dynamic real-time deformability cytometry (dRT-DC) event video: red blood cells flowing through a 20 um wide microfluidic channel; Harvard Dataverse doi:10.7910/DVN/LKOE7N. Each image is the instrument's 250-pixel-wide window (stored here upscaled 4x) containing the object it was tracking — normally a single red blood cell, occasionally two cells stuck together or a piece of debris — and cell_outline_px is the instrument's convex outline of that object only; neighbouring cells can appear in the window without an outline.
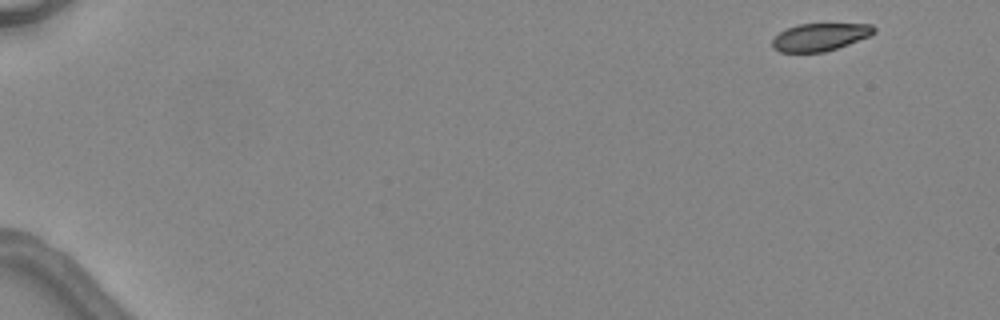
{"species": "common noctule bat (a hibernating species)", "species_latin": "Nyctalus noctula", "temperature_condition": "warm", "stored_images_in_passage": 7, "camera_frame_rate_fps": 3000, "um_per_image_px": 0.085, "animal": {"sex": "female", "body_mass_g": 24.6, "forearm_length_mm": 56.2}, "frame": {"image": 1, "passage_image": 1, "time_ms": 0.0, "image_size_px": [1000, 320], "cell_outline_px": [[876, 32], [868, 36], [848, 44], [824, 52], [780, 52], [772, 48], [772, 40], [780, 32], [788, 28], [800, 24], [872, 24], [876, 28]], "centroid_in_image_um": [69.69, 3.15], "position_along_channel_um": 15.3, "area_um2": 16.18}}
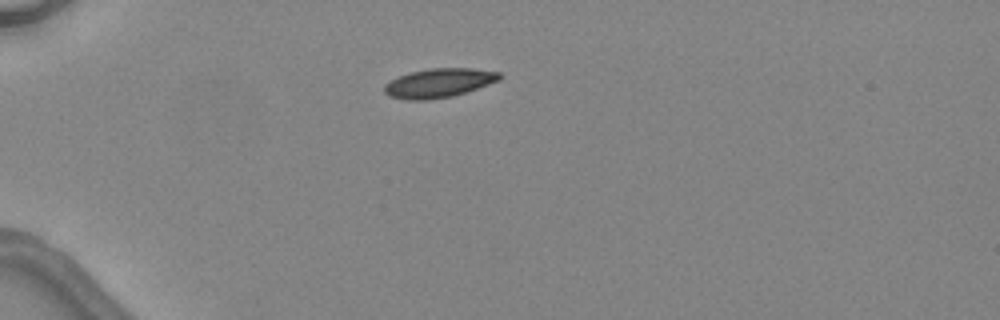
{"frame": {"image": 2, "passage_image": 4, "time_ms": 3.667, "image_size_px": [1000, 320], "cell_outline_px": [[504, 76], [500, 80], [452, 96], [428, 100], [404, 100], [388, 96], [384, 92], [384, 84], [400, 76], [412, 72], [428, 68], [472, 68], [500, 72]], "centroid_in_image_um": [37.3, 7.05], "position_along_channel_um": 47.7, "area_um2": 19.48}}